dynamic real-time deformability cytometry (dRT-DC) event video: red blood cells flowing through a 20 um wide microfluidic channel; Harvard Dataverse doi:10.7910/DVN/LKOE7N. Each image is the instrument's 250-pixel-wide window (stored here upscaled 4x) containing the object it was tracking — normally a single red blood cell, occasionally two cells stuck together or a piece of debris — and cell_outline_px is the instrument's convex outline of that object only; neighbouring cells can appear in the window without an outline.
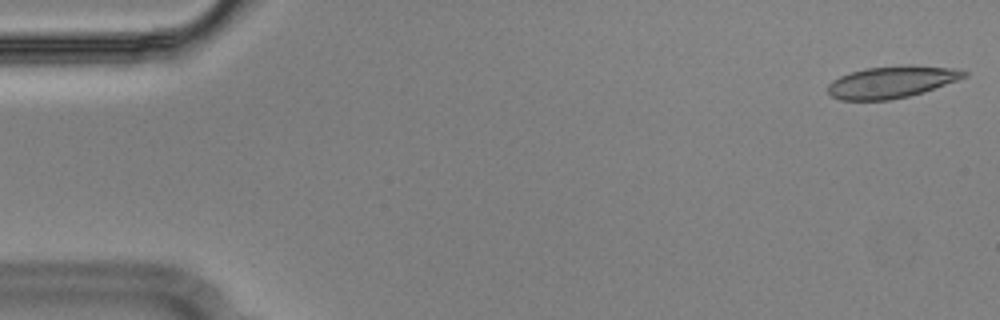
{"species": "Egyptian fruit bat (a non-hibernating species)", "species_latin": "Rousettus aegyptiacus", "temperature_condition": "cold", "stored_images_in_passage": 54, "camera_frame_rate_fps": 3000, "um_per_image_px": 0.085, "animal": {"sex": "male"}, "frame": {"image": 1, "passage_image": 1, "time_ms": 0.0, "image_size_px": [1000, 320], "cell_outline_px": [[968, 76], [924, 92], [908, 96], [888, 100], [840, 100], [832, 96], [828, 92], [828, 84], [832, 80], [840, 76], [864, 68], [908, 64], [912, 64], [952, 68], [968, 72]], "centroid_in_image_um": [75.79, 6.96], "position_along_channel_um": 9.2, "area_um2": 25.43}}
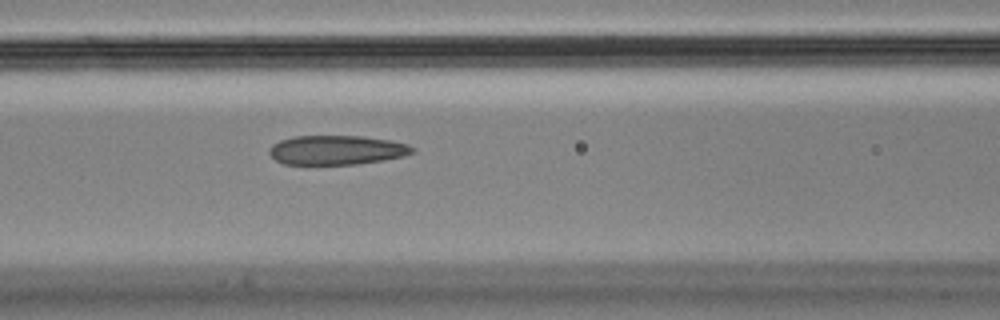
{"frame": {"image": 2, "passage_image": 22, "time_ms": 7.0, "image_size_px": [1000, 320], "cell_outline_px": [[416, 152], [404, 156], [384, 160], [356, 164], [284, 164], [276, 160], [268, 152], [268, 148], [272, 144], [280, 140], [292, 136], [364, 136], [392, 140], [408, 144], [416, 148]], "centroid_in_image_um": [28.65, 12.74], "position_along_channel_um": 138.0, "area_um2": 24.74}}
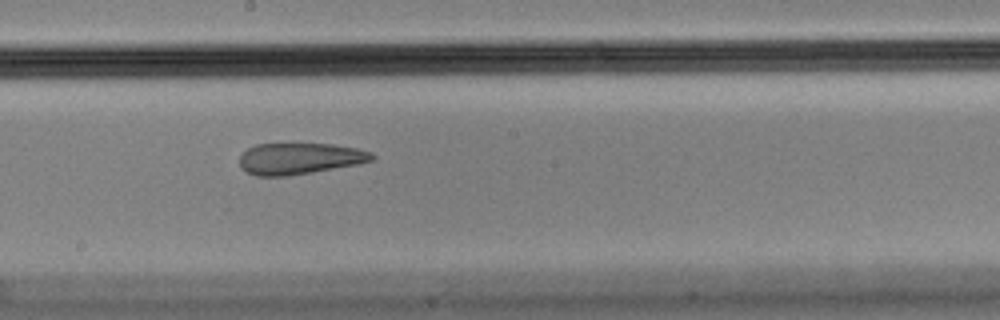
{"frame": {"image": 3, "passage_image": 29, "time_ms": 9.333, "image_size_px": [1000, 320], "cell_outline_px": [[376, 160], [360, 164], [288, 176], [256, 176], [240, 168], [240, 156], [248, 148], [256, 144], [332, 144], [356, 148], [372, 152], [376, 156]], "centroid_in_image_um": [25.51, 13.48], "position_along_channel_um": 222.7, "area_um2": 24.33}}